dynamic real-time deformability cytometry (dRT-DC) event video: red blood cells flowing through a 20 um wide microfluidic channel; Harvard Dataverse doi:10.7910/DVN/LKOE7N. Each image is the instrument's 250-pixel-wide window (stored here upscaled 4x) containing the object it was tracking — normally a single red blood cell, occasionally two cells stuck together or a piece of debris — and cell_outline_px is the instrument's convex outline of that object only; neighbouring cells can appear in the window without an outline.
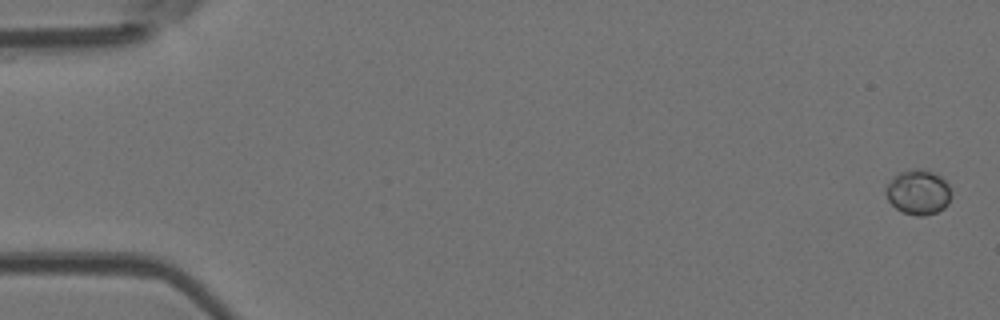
{"species": "Egyptian fruit bat (a non-hibernating species)", "species_latin": "Rousettus aegyptiacus", "temperature_condition": "room temperature", "stored_images_in_passage": 3, "camera_frame_rate_fps": 3000, "um_per_image_px": 0.085, "animal": {"sex": "female"}, "frame": {"image": 1, "passage_image": 1, "time_ms": 0.0, "image_size_px": [1000, 320], "cell_outline_px": [[948, 204], [944, 208], [936, 212], [924, 216], [916, 216], [904, 212], [896, 208], [888, 200], [884, 188], [892, 176], [896, 172], [912, 168], [916, 168], [932, 172], [940, 176], [948, 184]], "centroid_in_image_um": [77.98, 16.31], "position_along_channel_um": 7.0, "area_um2": 17.05}}